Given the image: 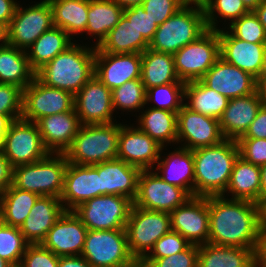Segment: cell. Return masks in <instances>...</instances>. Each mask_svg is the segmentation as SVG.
Segmentation results:
<instances>
[{
  "label": "cell",
  "mask_w": 266,
  "mask_h": 267,
  "mask_svg": "<svg viewBox=\"0 0 266 267\" xmlns=\"http://www.w3.org/2000/svg\"><path fill=\"white\" fill-rule=\"evenodd\" d=\"M265 208L248 200L209 196V238L215 245L257 249Z\"/></svg>",
  "instance_id": "obj_1"
},
{
  "label": "cell",
  "mask_w": 266,
  "mask_h": 267,
  "mask_svg": "<svg viewBox=\"0 0 266 267\" xmlns=\"http://www.w3.org/2000/svg\"><path fill=\"white\" fill-rule=\"evenodd\" d=\"M95 52L88 42L75 41L39 69L35 77L48 87L75 95L95 74Z\"/></svg>",
  "instance_id": "obj_2"
},
{
  "label": "cell",
  "mask_w": 266,
  "mask_h": 267,
  "mask_svg": "<svg viewBox=\"0 0 266 267\" xmlns=\"http://www.w3.org/2000/svg\"><path fill=\"white\" fill-rule=\"evenodd\" d=\"M194 158V196H220L228 187L234 163L240 155L237 140L192 150Z\"/></svg>",
  "instance_id": "obj_3"
},
{
  "label": "cell",
  "mask_w": 266,
  "mask_h": 267,
  "mask_svg": "<svg viewBox=\"0 0 266 267\" xmlns=\"http://www.w3.org/2000/svg\"><path fill=\"white\" fill-rule=\"evenodd\" d=\"M121 122L81 125L64 152L69 163L95 165L117 158Z\"/></svg>",
  "instance_id": "obj_4"
},
{
  "label": "cell",
  "mask_w": 266,
  "mask_h": 267,
  "mask_svg": "<svg viewBox=\"0 0 266 267\" xmlns=\"http://www.w3.org/2000/svg\"><path fill=\"white\" fill-rule=\"evenodd\" d=\"M207 30L203 6L185 4L158 26L149 48L157 52L174 54Z\"/></svg>",
  "instance_id": "obj_5"
},
{
  "label": "cell",
  "mask_w": 266,
  "mask_h": 267,
  "mask_svg": "<svg viewBox=\"0 0 266 267\" xmlns=\"http://www.w3.org/2000/svg\"><path fill=\"white\" fill-rule=\"evenodd\" d=\"M67 165L64 153H49L35 163L13 167L12 185L39 196L60 198Z\"/></svg>",
  "instance_id": "obj_6"
},
{
  "label": "cell",
  "mask_w": 266,
  "mask_h": 267,
  "mask_svg": "<svg viewBox=\"0 0 266 267\" xmlns=\"http://www.w3.org/2000/svg\"><path fill=\"white\" fill-rule=\"evenodd\" d=\"M81 256L92 267H135L125 229L88 230Z\"/></svg>",
  "instance_id": "obj_7"
},
{
  "label": "cell",
  "mask_w": 266,
  "mask_h": 267,
  "mask_svg": "<svg viewBox=\"0 0 266 267\" xmlns=\"http://www.w3.org/2000/svg\"><path fill=\"white\" fill-rule=\"evenodd\" d=\"M171 230L170 213L133 205L125 226L130 253L140 263L153 249L155 242Z\"/></svg>",
  "instance_id": "obj_8"
},
{
  "label": "cell",
  "mask_w": 266,
  "mask_h": 267,
  "mask_svg": "<svg viewBox=\"0 0 266 267\" xmlns=\"http://www.w3.org/2000/svg\"><path fill=\"white\" fill-rule=\"evenodd\" d=\"M173 57L180 81L201 80L220 58L218 30L208 29L198 39L174 53Z\"/></svg>",
  "instance_id": "obj_9"
},
{
  "label": "cell",
  "mask_w": 266,
  "mask_h": 267,
  "mask_svg": "<svg viewBox=\"0 0 266 267\" xmlns=\"http://www.w3.org/2000/svg\"><path fill=\"white\" fill-rule=\"evenodd\" d=\"M21 3L20 1L7 27V42L26 51L45 31L54 26L53 12L48 0H35L27 5Z\"/></svg>",
  "instance_id": "obj_10"
},
{
  "label": "cell",
  "mask_w": 266,
  "mask_h": 267,
  "mask_svg": "<svg viewBox=\"0 0 266 267\" xmlns=\"http://www.w3.org/2000/svg\"><path fill=\"white\" fill-rule=\"evenodd\" d=\"M133 201L125 196L101 195L86 200L72 211L88 230L125 229Z\"/></svg>",
  "instance_id": "obj_11"
},
{
  "label": "cell",
  "mask_w": 266,
  "mask_h": 267,
  "mask_svg": "<svg viewBox=\"0 0 266 267\" xmlns=\"http://www.w3.org/2000/svg\"><path fill=\"white\" fill-rule=\"evenodd\" d=\"M1 151L12 167L35 163L50 153L43 144L38 125L22 118L11 123Z\"/></svg>",
  "instance_id": "obj_12"
},
{
  "label": "cell",
  "mask_w": 266,
  "mask_h": 267,
  "mask_svg": "<svg viewBox=\"0 0 266 267\" xmlns=\"http://www.w3.org/2000/svg\"><path fill=\"white\" fill-rule=\"evenodd\" d=\"M191 196L182 188L161 179L153 170H141L137 194L133 205L150 211L171 213L183 205Z\"/></svg>",
  "instance_id": "obj_13"
},
{
  "label": "cell",
  "mask_w": 266,
  "mask_h": 267,
  "mask_svg": "<svg viewBox=\"0 0 266 267\" xmlns=\"http://www.w3.org/2000/svg\"><path fill=\"white\" fill-rule=\"evenodd\" d=\"M74 105L72 93L48 87L35 77L23 90L22 119L36 123L42 117L72 111Z\"/></svg>",
  "instance_id": "obj_14"
},
{
  "label": "cell",
  "mask_w": 266,
  "mask_h": 267,
  "mask_svg": "<svg viewBox=\"0 0 266 267\" xmlns=\"http://www.w3.org/2000/svg\"><path fill=\"white\" fill-rule=\"evenodd\" d=\"M223 140L218 119L192 111L185 104L177 113V145L194 150Z\"/></svg>",
  "instance_id": "obj_15"
},
{
  "label": "cell",
  "mask_w": 266,
  "mask_h": 267,
  "mask_svg": "<svg viewBox=\"0 0 266 267\" xmlns=\"http://www.w3.org/2000/svg\"><path fill=\"white\" fill-rule=\"evenodd\" d=\"M74 100L81 125L120 121L114 113L112 91L95 76L74 95Z\"/></svg>",
  "instance_id": "obj_16"
},
{
  "label": "cell",
  "mask_w": 266,
  "mask_h": 267,
  "mask_svg": "<svg viewBox=\"0 0 266 267\" xmlns=\"http://www.w3.org/2000/svg\"><path fill=\"white\" fill-rule=\"evenodd\" d=\"M127 119L121 121L117 158L141 170L153 169L162 146Z\"/></svg>",
  "instance_id": "obj_17"
},
{
  "label": "cell",
  "mask_w": 266,
  "mask_h": 267,
  "mask_svg": "<svg viewBox=\"0 0 266 267\" xmlns=\"http://www.w3.org/2000/svg\"><path fill=\"white\" fill-rule=\"evenodd\" d=\"M172 231L194 245L208 243L209 196H193L170 213Z\"/></svg>",
  "instance_id": "obj_18"
},
{
  "label": "cell",
  "mask_w": 266,
  "mask_h": 267,
  "mask_svg": "<svg viewBox=\"0 0 266 267\" xmlns=\"http://www.w3.org/2000/svg\"><path fill=\"white\" fill-rule=\"evenodd\" d=\"M141 70L140 53L114 54L96 47L94 76L111 91L129 80L141 79Z\"/></svg>",
  "instance_id": "obj_19"
},
{
  "label": "cell",
  "mask_w": 266,
  "mask_h": 267,
  "mask_svg": "<svg viewBox=\"0 0 266 267\" xmlns=\"http://www.w3.org/2000/svg\"><path fill=\"white\" fill-rule=\"evenodd\" d=\"M87 231L73 211H65L46 234L41 245L59 257L81 255Z\"/></svg>",
  "instance_id": "obj_20"
},
{
  "label": "cell",
  "mask_w": 266,
  "mask_h": 267,
  "mask_svg": "<svg viewBox=\"0 0 266 267\" xmlns=\"http://www.w3.org/2000/svg\"><path fill=\"white\" fill-rule=\"evenodd\" d=\"M172 147L173 150H170ZM172 147H162L160 158L156 162L153 170L161 177L163 181L184 189L191 197H193V151L179 145H174Z\"/></svg>",
  "instance_id": "obj_21"
},
{
  "label": "cell",
  "mask_w": 266,
  "mask_h": 267,
  "mask_svg": "<svg viewBox=\"0 0 266 267\" xmlns=\"http://www.w3.org/2000/svg\"><path fill=\"white\" fill-rule=\"evenodd\" d=\"M101 196V182L98 171L92 165L69 163L64 176V188L60 196L66 211H72L79 204Z\"/></svg>",
  "instance_id": "obj_22"
},
{
  "label": "cell",
  "mask_w": 266,
  "mask_h": 267,
  "mask_svg": "<svg viewBox=\"0 0 266 267\" xmlns=\"http://www.w3.org/2000/svg\"><path fill=\"white\" fill-rule=\"evenodd\" d=\"M201 81L228 99L247 96L256 91V78L250 73L225 62L221 57Z\"/></svg>",
  "instance_id": "obj_23"
},
{
  "label": "cell",
  "mask_w": 266,
  "mask_h": 267,
  "mask_svg": "<svg viewBox=\"0 0 266 267\" xmlns=\"http://www.w3.org/2000/svg\"><path fill=\"white\" fill-rule=\"evenodd\" d=\"M218 34L220 57L257 79L261 75L266 43H250L240 40L226 28L218 30Z\"/></svg>",
  "instance_id": "obj_24"
},
{
  "label": "cell",
  "mask_w": 266,
  "mask_h": 267,
  "mask_svg": "<svg viewBox=\"0 0 266 267\" xmlns=\"http://www.w3.org/2000/svg\"><path fill=\"white\" fill-rule=\"evenodd\" d=\"M100 176L101 195L125 196L134 201L141 169L115 158L92 165Z\"/></svg>",
  "instance_id": "obj_25"
},
{
  "label": "cell",
  "mask_w": 266,
  "mask_h": 267,
  "mask_svg": "<svg viewBox=\"0 0 266 267\" xmlns=\"http://www.w3.org/2000/svg\"><path fill=\"white\" fill-rule=\"evenodd\" d=\"M36 124L43 144L50 153H64L81 126L75 108L72 111L42 117Z\"/></svg>",
  "instance_id": "obj_26"
},
{
  "label": "cell",
  "mask_w": 266,
  "mask_h": 267,
  "mask_svg": "<svg viewBox=\"0 0 266 267\" xmlns=\"http://www.w3.org/2000/svg\"><path fill=\"white\" fill-rule=\"evenodd\" d=\"M263 101L257 92L229 99L227 108L219 118V125L225 139L238 140L256 118Z\"/></svg>",
  "instance_id": "obj_27"
},
{
  "label": "cell",
  "mask_w": 266,
  "mask_h": 267,
  "mask_svg": "<svg viewBox=\"0 0 266 267\" xmlns=\"http://www.w3.org/2000/svg\"><path fill=\"white\" fill-rule=\"evenodd\" d=\"M66 210L60 198L39 196L20 227L25 240L29 244H41L54 223Z\"/></svg>",
  "instance_id": "obj_28"
},
{
  "label": "cell",
  "mask_w": 266,
  "mask_h": 267,
  "mask_svg": "<svg viewBox=\"0 0 266 267\" xmlns=\"http://www.w3.org/2000/svg\"><path fill=\"white\" fill-rule=\"evenodd\" d=\"M123 10L115 0H89L86 31L80 36L81 38L75 41H82L81 43H83L84 40L86 41L90 37L89 40L93 42L91 43L88 40V45L95 48L98 47L119 22L123 15Z\"/></svg>",
  "instance_id": "obj_29"
},
{
  "label": "cell",
  "mask_w": 266,
  "mask_h": 267,
  "mask_svg": "<svg viewBox=\"0 0 266 267\" xmlns=\"http://www.w3.org/2000/svg\"><path fill=\"white\" fill-rule=\"evenodd\" d=\"M133 123L162 147L177 145V113L144 107Z\"/></svg>",
  "instance_id": "obj_30"
},
{
  "label": "cell",
  "mask_w": 266,
  "mask_h": 267,
  "mask_svg": "<svg viewBox=\"0 0 266 267\" xmlns=\"http://www.w3.org/2000/svg\"><path fill=\"white\" fill-rule=\"evenodd\" d=\"M260 187V166L251 164L239 155L234 163L228 187L222 196L248 200L260 205Z\"/></svg>",
  "instance_id": "obj_31"
},
{
  "label": "cell",
  "mask_w": 266,
  "mask_h": 267,
  "mask_svg": "<svg viewBox=\"0 0 266 267\" xmlns=\"http://www.w3.org/2000/svg\"><path fill=\"white\" fill-rule=\"evenodd\" d=\"M256 249L206 243L198 246V267H256Z\"/></svg>",
  "instance_id": "obj_32"
},
{
  "label": "cell",
  "mask_w": 266,
  "mask_h": 267,
  "mask_svg": "<svg viewBox=\"0 0 266 267\" xmlns=\"http://www.w3.org/2000/svg\"><path fill=\"white\" fill-rule=\"evenodd\" d=\"M75 40L63 29L53 26L45 31L27 50L31 69L36 73L56 55L65 51Z\"/></svg>",
  "instance_id": "obj_33"
},
{
  "label": "cell",
  "mask_w": 266,
  "mask_h": 267,
  "mask_svg": "<svg viewBox=\"0 0 266 267\" xmlns=\"http://www.w3.org/2000/svg\"><path fill=\"white\" fill-rule=\"evenodd\" d=\"M141 57V81L145 89L170 83H184L176 73L173 54L147 48Z\"/></svg>",
  "instance_id": "obj_34"
},
{
  "label": "cell",
  "mask_w": 266,
  "mask_h": 267,
  "mask_svg": "<svg viewBox=\"0 0 266 267\" xmlns=\"http://www.w3.org/2000/svg\"><path fill=\"white\" fill-rule=\"evenodd\" d=\"M53 12L54 26L63 29L74 40L87 26L89 0H48ZM79 35V36H78Z\"/></svg>",
  "instance_id": "obj_35"
},
{
  "label": "cell",
  "mask_w": 266,
  "mask_h": 267,
  "mask_svg": "<svg viewBox=\"0 0 266 267\" xmlns=\"http://www.w3.org/2000/svg\"><path fill=\"white\" fill-rule=\"evenodd\" d=\"M34 78L26 51L8 43L0 47V83L13 84L24 90Z\"/></svg>",
  "instance_id": "obj_36"
},
{
  "label": "cell",
  "mask_w": 266,
  "mask_h": 267,
  "mask_svg": "<svg viewBox=\"0 0 266 267\" xmlns=\"http://www.w3.org/2000/svg\"><path fill=\"white\" fill-rule=\"evenodd\" d=\"M101 52L114 54L140 53L142 54L149 43L138 33L132 23L122 15L116 26L107 34L97 47Z\"/></svg>",
  "instance_id": "obj_37"
},
{
  "label": "cell",
  "mask_w": 266,
  "mask_h": 267,
  "mask_svg": "<svg viewBox=\"0 0 266 267\" xmlns=\"http://www.w3.org/2000/svg\"><path fill=\"white\" fill-rule=\"evenodd\" d=\"M229 99L207 87L201 80L187 82L184 104L192 111L219 120L227 108Z\"/></svg>",
  "instance_id": "obj_38"
},
{
  "label": "cell",
  "mask_w": 266,
  "mask_h": 267,
  "mask_svg": "<svg viewBox=\"0 0 266 267\" xmlns=\"http://www.w3.org/2000/svg\"><path fill=\"white\" fill-rule=\"evenodd\" d=\"M38 197L36 193L9 186L2 193L0 220L20 228Z\"/></svg>",
  "instance_id": "obj_39"
},
{
  "label": "cell",
  "mask_w": 266,
  "mask_h": 267,
  "mask_svg": "<svg viewBox=\"0 0 266 267\" xmlns=\"http://www.w3.org/2000/svg\"><path fill=\"white\" fill-rule=\"evenodd\" d=\"M112 104L116 116L121 111L119 119L125 115H129V119L136 117L146 104V89L141 79L129 80L113 89Z\"/></svg>",
  "instance_id": "obj_40"
},
{
  "label": "cell",
  "mask_w": 266,
  "mask_h": 267,
  "mask_svg": "<svg viewBox=\"0 0 266 267\" xmlns=\"http://www.w3.org/2000/svg\"><path fill=\"white\" fill-rule=\"evenodd\" d=\"M202 6L207 27L211 30L224 29L250 12L242 0H205Z\"/></svg>",
  "instance_id": "obj_41"
},
{
  "label": "cell",
  "mask_w": 266,
  "mask_h": 267,
  "mask_svg": "<svg viewBox=\"0 0 266 267\" xmlns=\"http://www.w3.org/2000/svg\"><path fill=\"white\" fill-rule=\"evenodd\" d=\"M186 83H170L146 89V107L178 113L185 101Z\"/></svg>",
  "instance_id": "obj_42"
},
{
  "label": "cell",
  "mask_w": 266,
  "mask_h": 267,
  "mask_svg": "<svg viewBox=\"0 0 266 267\" xmlns=\"http://www.w3.org/2000/svg\"><path fill=\"white\" fill-rule=\"evenodd\" d=\"M29 243L20 228L0 220V257L12 267H18Z\"/></svg>",
  "instance_id": "obj_43"
},
{
  "label": "cell",
  "mask_w": 266,
  "mask_h": 267,
  "mask_svg": "<svg viewBox=\"0 0 266 267\" xmlns=\"http://www.w3.org/2000/svg\"><path fill=\"white\" fill-rule=\"evenodd\" d=\"M226 29L240 40L250 43H266V29L253 11L233 21Z\"/></svg>",
  "instance_id": "obj_44"
},
{
  "label": "cell",
  "mask_w": 266,
  "mask_h": 267,
  "mask_svg": "<svg viewBox=\"0 0 266 267\" xmlns=\"http://www.w3.org/2000/svg\"><path fill=\"white\" fill-rule=\"evenodd\" d=\"M22 114L23 89L13 84L0 83V115L18 120Z\"/></svg>",
  "instance_id": "obj_45"
},
{
  "label": "cell",
  "mask_w": 266,
  "mask_h": 267,
  "mask_svg": "<svg viewBox=\"0 0 266 267\" xmlns=\"http://www.w3.org/2000/svg\"><path fill=\"white\" fill-rule=\"evenodd\" d=\"M191 245L181 234L170 231L155 242L153 249L143 260H155L180 253Z\"/></svg>",
  "instance_id": "obj_46"
},
{
  "label": "cell",
  "mask_w": 266,
  "mask_h": 267,
  "mask_svg": "<svg viewBox=\"0 0 266 267\" xmlns=\"http://www.w3.org/2000/svg\"><path fill=\"white\" fill-rule=\"evenodd\" d=\"M140 267H198V245L191 244L186 250L155 260H142Z\"/></svg>",
  "instance_id": "obj_47"
},
{
  "label": "cell",
  "mask_w": 266,
  "mask_h": 267,
  "mask_svg": "<svg viewBox=\"0 0 266 267\" xmlns=\"http://www.w3.org/2000/svg\"><path fill=\"white\" fill-rule=\"evenodd\" d=\"M59 256L41 244H29L18 267H58Z\"/></svg>",
  "instance_id": "obj_48"
},
{
  "label": "cell",
  "mask_w": 266,
  "mask_h": 267,
  "mask_svg": "<svg viewBox=\"0 0 266 267\" xmlns=\"http://www.w3.org/2000/svg\"><path fill=\"white\" fill-rule=\"evenodd\" d=\"M123 15L133 24L137 32L142 34L148 43L152 41L158 25L146 13L142 5L125 8Z\"/></svg>",
  "instance_id": "obj_49"
},
{
  "label": "cell",
  "mask_w": 266,
  "mask_h": 267,
  "mask_svg": "<svg viewBox=\"0 0 266 267\" xmlns=\"http://www.w3.org/2000/svg\"><path fill=\"white\" fill-rule=\"evenodd\" d=\"M185 4L182 0H144L142 7L159 26Z\"/></svg>",
  "instance_id": "obj_50"
},
{
  "label": "cell",
  "mask_w": 266,
  "mask_h": 267,
  "mask_svg": "<svg viewBox=\"0 0 266 267\" xmlns=\"http://www.w3.org/2000/svg\"><path fill=\"white\" fill-rule=\"evenodd\" d=\"M240 156L253 165L266 164V139H238Z\"/></svg>",
  "instance_id": "obj_51"
},
{
  "label": "cell",
  "mask_w": 266,
  "mask_h": 267,
  "mask_svg": "<svg viewBox=\"0 0 266 267\" xmlns=\"http://www.w3.org/2000/svg\"><path fill=\"white\" fill-rule=\"evenodd\" d=\"M239 139H266V105L261 106L256 118L250 124L246 133Z\"/></svg>",
  "instance_id": "obj_52"
},
{
  "label": "cell",
  "mask_w": 266,
  "mask_h": 267,
  "mask_svg": "<svg viewBox=\"0 0 266 267\" xmlns=\"http://www.w3.org/2000/svg\"><path fill=\"white\" fill-rule=\"evenodd\" d=\"M13 167L0 150V190L4 192L12 185Z\"/></svg>",
  "instance_id": "obj_53"
},
{
  "label": "cell",
  "mask_w": 266,
  "mask_h": 267,
  "mask_svg": "<svg viewBox=\"0 0 266 267\" xmlns=\"http://www.w3.org/2000/svg\"><path fill=\"white\" fill-rule=\"evenodd\" d=\"M19 2L17 0H0V23L8 27L15 15Z\"/></svg>",
  "instance_id": "obj_54"
},
{
  "label": "cell",
  "mask_w": 266,
  "mask_h": 267,
  "mask_svg": "<svg viewBox=\"0 0 266 267\" xmlns=\"http://www.w3.org/2000/svg\"><path fill=\"white\" fill-rule=\"evenodd\" d=\"M255 259L256 267H266V218L264 219L260 230Z\"/></svg>",
  "instance_id": "obj_55"
},
{
  "label": "cell",
  "mask_w": 266,
  "mask_h": 267,
  "mask_svg": "<svg viewBox=\"0 0 266 267\" xmlns=\"http://www.w3.org/2000/svg\"><path fill=\"white\" fill-rule=\"evenodd\" d=\"M58 267H92L81 255L59 257Z\"/></svg>",
  "instance_id": "obj_56"
},
{
  "label": "cell",
  "mask_w": 266,
  "mask_h": 267,
  "mask_svg": "<svg viewBox=\"0 0 266 267\" xmlns=\"http://www.w3.org/2000/svg\"><path fill=\"white\" fill-rule=\"evenodd\" d=\"M14 119L11 116L0 115V150L7 131Z\"/></svg>",
  "instance_id": "obj_57"
},
{
  "label": "cell",
  "mask_w": 266,
  "mask_h": 267,
  "mask_svg": "<svg viewBox=\"0 0 266 267\" xmlns=\"http://www.w3.org/2000/svg\"><path fill=\"white\" fill-rule=\"evenodd\" d=\"M260 205L266 207V164L260 166Z\"/></svg>",
  "instance_id": "obj_58"
},
{
  "label": "cell",
  "mask_w": 266,
  "mask_h": 267,
  "mask_svg": "<svg viewBox=\"0 0 266 267\" xmlns=\"http://www.w3.org/2000/svg\"><path fill=\"white\" fill-rule=\"evenodd\" d=\"M256 92L263 104L266 105V75H260L256 79Z\"/></svg>",
  "instance_id": "obj_59"
},
{
  "label": "cell",
  "mask_w": 266,
  "mask_h": 267,
  "mask_svg": "<svg viewBox=\"0 0 266 267\" xmlns=\"http://www.w3.org/2000/svg\"><path fill=\"white\" fill-rule=\"evenodd\" d=\"M253 12L256 14L259 21L266 29V0H262Z\"/></svg>",
  "instance_id": "obj_60"
},
{
  "label": "cell",
  "mask_w": 266,
  "mask_h": 267,
  "mask_svg": "<svg viewBox=\"0 0 266 267\" xmlns=\"http://www.w3.org/2000/svg\"><path fill=\"white\" fill-rule=\"evenodd\" d=\"M117 1L123 9L131 7V6H137L142 5L144 0H115Z\"/></svg>",
  "instance_id": "obj_61"
},
{
  "label": "cell",
  "mask_w": 266,
  "mask_h": 267,
  "mask_svg": "<svg viewBox=\"0 0 266 267\" xmlns=\"http://www.w3.org/2000/svg\"><path fill=\"white\" fill-rule=\"evenodd\" d=\"M7 43V27L0 23V47L6 45Z\"/></svg>",
  "instance_id": "obj_62"
},
{
  "label": "cell",
  "mask_w": 266,
  "mask_h": 267,
  "mask_svg": "<svg viewBox=\"0 0 266 267\" xmlns=\"http://www.w3.org/2000/svg\"><path fill=\"white\" fill-rule=\"evenodd\" d=\"M249 11H254L262 0H242Z\"/></svg>",
  "instance_id": "obj_63"
},
{
  "label": "cell",
  "mask_w": 266,
  "mask_h": 267,
  "mask_svg": "<svg viewBox=\"0 0 266 267\" xmlns=\"http://www.w3.org/2000/svg\"><path fill=\"white\" fill-rule=\"evenodd\" d=\"M186 4H200L202 5L205 0H182Z\"/></svg>",
  "instance_id": "obj_64"
},
{
  "label": "cell",
  "mask_w": 266,
  "mask_h": 267,
  "mask_svg": "<svg viewBox=\"0 0 266 267\" xmlns=\"http://www.w3.org/2000/svg\"><path fill=\"white\" fill-rule=\"evenodd\" d=\"M261 75H266V48H265V52H264Z\"/></svg>",
  "instance_id": "obj_65"
},
{
  "label": "cell",
  "mask_w": 266,
  "mask_h": 267,
  "mask_svg": "<svg viewBox=\"0 0 266 267\" xmlns=\"http://www.w3.org/2000/svg\"><path fill=\"white\" fill-rule=\"evenodd\" d=\"M0 267H12V266L0 257Z\"/></svg>",
  "instance_id": "obj_66"
},
{
  "label": "cell",
  "mask_w": 266,
  "mask_h": 267,
  "mask_svg": "<svg viewBox=\"0 0 266 267\" xmlns=\"http://www.w3.org/2000/svg\"><path fill=\"white\" fill-rule=\"evenodd\" d=\"M2 193L3 192L0 190V213H1Z\"/></svg>",
  "instance_id": "obj_67"
}]
</instances>
